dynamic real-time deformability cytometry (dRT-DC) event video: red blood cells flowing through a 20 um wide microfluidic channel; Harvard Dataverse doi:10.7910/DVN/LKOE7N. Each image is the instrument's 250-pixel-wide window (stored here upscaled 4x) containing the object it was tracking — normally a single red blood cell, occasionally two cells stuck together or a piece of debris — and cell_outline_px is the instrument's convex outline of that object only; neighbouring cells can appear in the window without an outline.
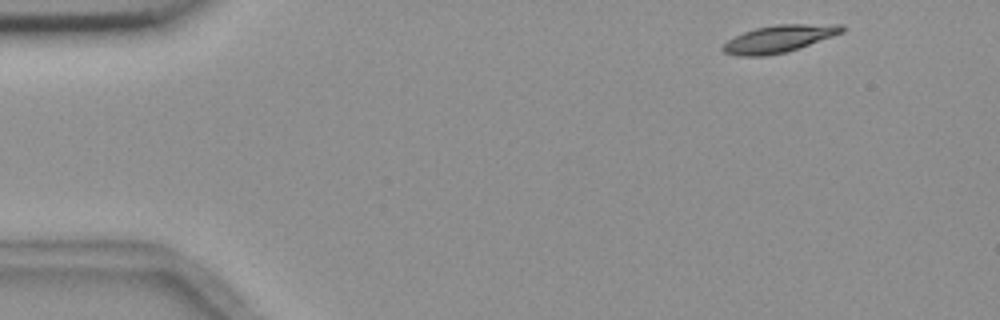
{"species": "common noctule bat (a hibernating species)", "species_latin": "Nyctalus noctula", "temperature_condition": "room temperature", "stored_images_in_passage": 4, "camera_frame_rate_fps": 3000, "um_per_image_px": 0.085, "animal": {"sex": "female", "body_mass_g": 18.4}, "frame": {"image": 1, "passage_image": 1, "time_ms": 0.0, "image_size_px": [1000, 320], "cell_outline_px": [[844, 32], [788, 52], [764, 56], [740, 56], [724, 52], [720, 48], [728, 40], [744, 32], [756, 28], [776, 24], [840, 24], [844, 28]], "centroid_in_image_um": [66.22, 3.3], "position_along_channel_um": 18.8, "area_um2": 18.84}}
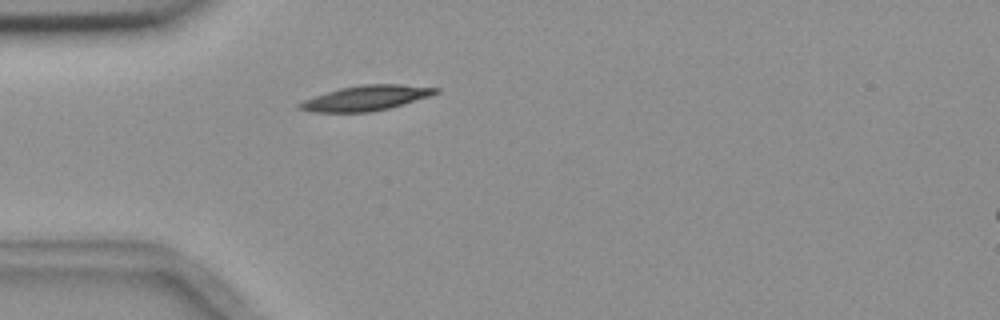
{"frame": {"image": 2, "passage_image": 4, "time_ms": 3.333, "image_size_px": [1000, 320], "cell_outline_px": [[440, 92], [428, 96], [388, 108], [372, 112], [312, 112], [300, 108], [296, 104], [304, 100], [340, 88], [360, 84], [400, 84], [440, 88]], "centroid_in_image_um": [31.11, 8.33], "position_along_channel_um": 53.9, "area_um2": 19.59}}